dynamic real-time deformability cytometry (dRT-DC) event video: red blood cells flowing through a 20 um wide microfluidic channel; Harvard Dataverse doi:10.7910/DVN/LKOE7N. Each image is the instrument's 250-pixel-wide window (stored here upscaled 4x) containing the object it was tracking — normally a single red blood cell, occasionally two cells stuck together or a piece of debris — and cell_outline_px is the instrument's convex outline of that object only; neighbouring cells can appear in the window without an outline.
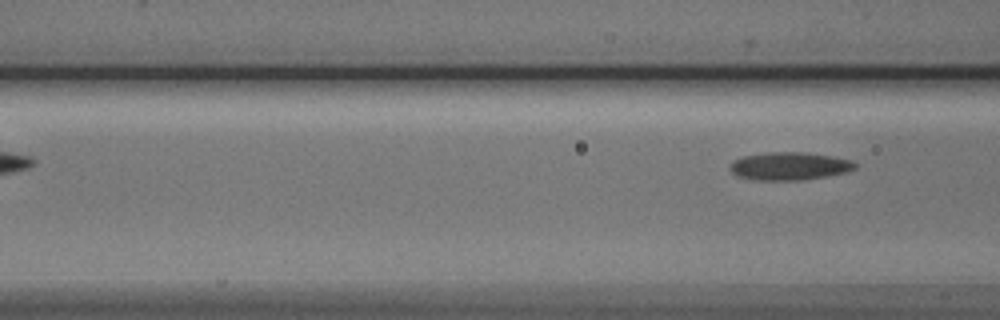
{"species": "Egyptian fruit bat (a non-hibernating species)", "species_latin": "Rousettus aegyptiacus", "temperature_condition": "cold", "stored_images_in_passage": 3, "camera_frame_rate_fps": 3000, "um_per_image_px": 0.085, "animal": {"sex": "male"}, "frame": {"image": 1, "passage_image": 3, "time_ms": 3.333, "image_size_px": [1000, 320], "cell_outline_px": [[856, 168], [844, 172], [824, 176], [800, 180], [756, 180], [736, 176], [728, 168], [732, 160], [744, 156], [772, 152], [808, 152], [832, 156], [852, 160], [856, 164]], "centroid_in_image_um": [67.06, 14.11], "position_along_channel_um": 99.5, "area_um2": 20.29}}